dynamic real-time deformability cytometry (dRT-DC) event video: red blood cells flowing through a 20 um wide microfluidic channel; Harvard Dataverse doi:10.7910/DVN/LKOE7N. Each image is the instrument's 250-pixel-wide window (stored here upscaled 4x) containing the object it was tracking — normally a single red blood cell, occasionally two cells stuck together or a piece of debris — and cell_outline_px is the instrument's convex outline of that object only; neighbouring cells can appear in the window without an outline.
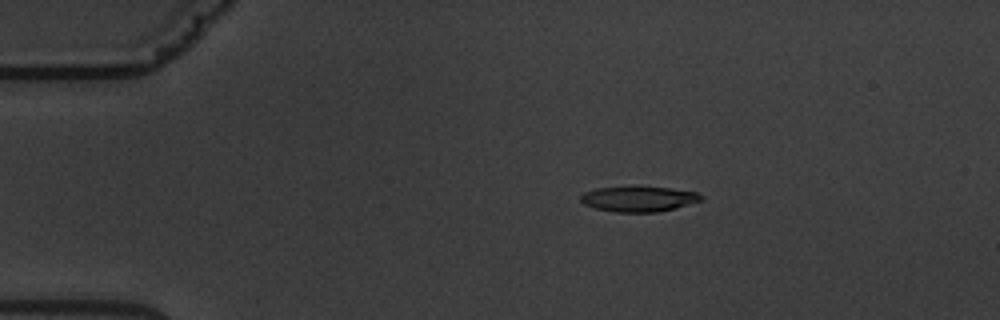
{"species": "common noctule bat (a hibernating species)", "species_latin": "Nyctalus noctula", "temperature_condition": "warm", "stored_images_in_passage": 8, "camera_frame_rate_fps": 3000, "um_per_image_px": 0.085, "animal": {"sex": "male", "body_mass_g": 19.5, "forearm_length_mm": 54.6}, "frame": {"image": 1, "passage_image": 3, "time_ms": 2.333, "image_size_px": [1000, 320], "cell_outline_px": [[704, 200], [676, 208], [656, 212], [616, 212], [596, 208], [584, 204], [580, 200], [580, 196], [584, 192], [596, 188], [640, 184], [696, 192], [704, 196]], "centroid_in_image_um": [54.3, 16.87], "position_along_channel_um": 30.7, "area_um2": 18.44}}
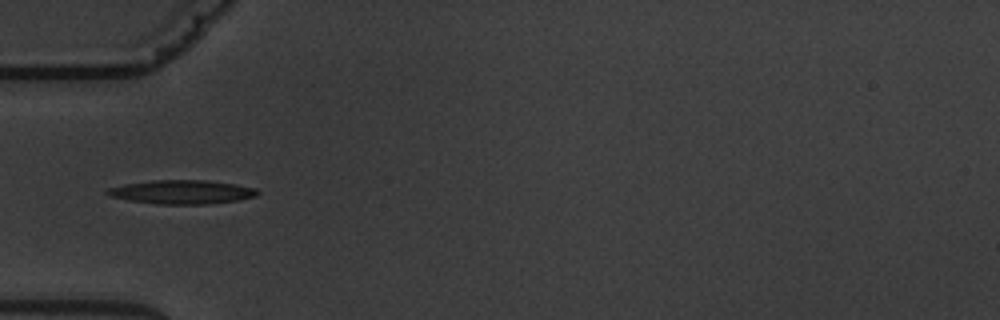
{"frame": {"image": 2, "passage_image": 5, "time_ms": 5.0, "image_size_px": [1000, 320], "cell_outline_px": [[260, 192], [256, 196], [240, 200], [208, 204], [156, 204], [108, 196], [104, 192], [108, 188], [124, 184], [152, 180], [204, 180], [236, 184], [256, 188]], "centroid_in_image_um": [15.48, 16.32], "position_along_channel_um": 69.5, "area_um2": 20.92}}
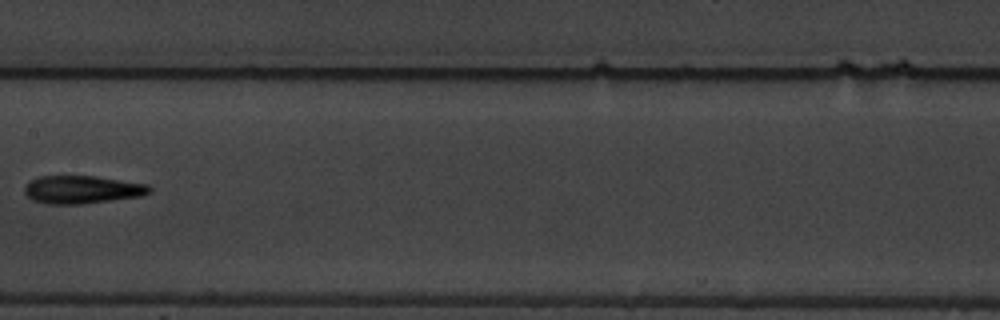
{"frame": {"image": 3, "passage_image": 8, "time_ms": 8.667, "image_size_px": [1000, 320], "cell_outline_px": [[152, 192], [140, 196], [84, 204], [48, 204], [32, 200], [24, 192], [24, 184], [28, 180], [40, 176], [96, 176], [148, 184], [152, 188]], "centroid_in_image_um": [6.96, 16.11], "position_along_channel_um": 200.4, "area_um2": 20.58}}